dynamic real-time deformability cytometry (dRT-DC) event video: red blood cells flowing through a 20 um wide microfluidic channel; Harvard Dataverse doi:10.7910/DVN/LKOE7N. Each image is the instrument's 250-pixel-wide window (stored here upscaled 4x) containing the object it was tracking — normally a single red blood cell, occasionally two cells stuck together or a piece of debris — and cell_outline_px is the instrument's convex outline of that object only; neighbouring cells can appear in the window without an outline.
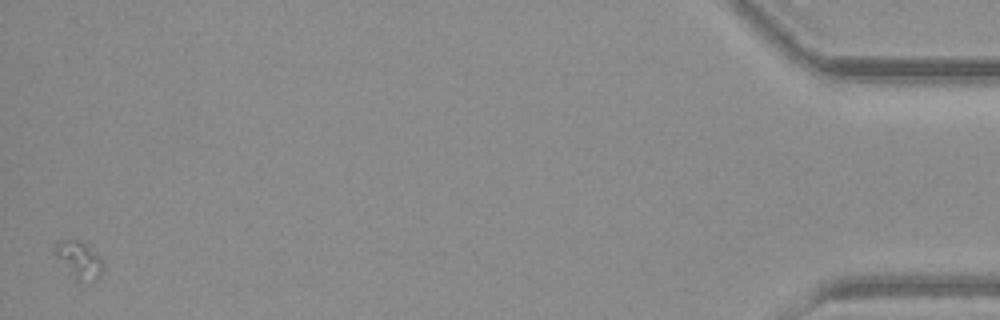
{"species": "common noctule bat (a hibernating species)", "species_latin": "Nyctalus noctula", "temperature_condition": "warm", "stored_images_in_passage": 37, "camera_frame_rate_fps": 3000, "um_per_image_px": 0.085, "animal": {"sex": "female", "body_mass_g": 19.3, "forearm_length_mm": 54.1}, "frame": {"image": 1, "passage_image": 37, "time_ms": 12.0, "image_size_px": [1000, 320], "cell_outline_px": [[104, 268], [100, 276], [96, 280], [72, 280], [52, 252], [52, 248], [60, 240], [76, 240], [84, 244], [96, 252], [104, 260]], "centroid_in_image_um": [6.69, 22.11], "position_along_channel_um": 428.5, "area_um2": 10.75}}